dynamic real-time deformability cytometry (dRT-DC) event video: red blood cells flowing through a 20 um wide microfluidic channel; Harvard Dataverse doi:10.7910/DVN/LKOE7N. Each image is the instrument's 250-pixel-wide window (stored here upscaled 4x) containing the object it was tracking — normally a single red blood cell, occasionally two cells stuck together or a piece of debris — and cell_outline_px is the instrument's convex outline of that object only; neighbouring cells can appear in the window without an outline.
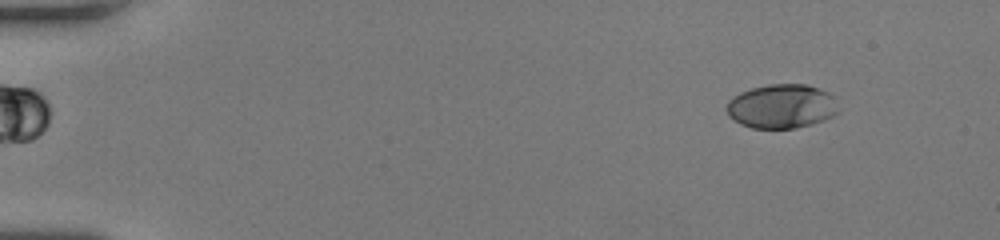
{"species": "human", "species_latin": "Homo sapiens", "temperature_condition": "room temperature", "stored_images_in_passage": 53, "camera_frame_rate_fps": 3000, "um_per_image_px": 0.085, "donor": {"sex": "female"}, "frame": {"image": 1, "passage_image": 6, "time_ms": 1.667, "image_size_px": [1000, 240], "cell_outline_px": [[840, 112], [824, 120], [812, 124], [796, 128], [752, 128], [740, 124], [728, 116], [728, 100], [732, 96], [740, 92], [752, 88], [768, 84], [808, 84], [828, 92], [832, 96]], "centroid_in_image_um": [66.44, 9.03], "position_along_channel_um": 18.6, "area_um2": 28.84}}
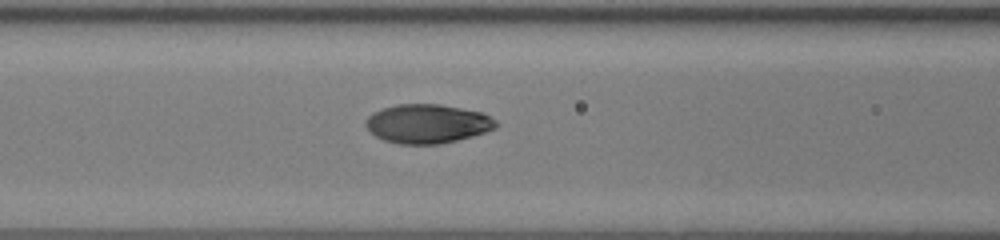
{"frame": {"image": 2, "passage_image": 24, "time_ms": 7.667, "image_size_px": [1000, 240], "cell_outline_px": [[500, 124], [496, 128], [472, 136], [440, 144], [400, 144], [384, 140], [376, 136], [364, 124], [364, 120], [372, 112], [396, 104], [440, 104], [480, 112], [496, 120]], "centroid_in_image_um": [36.32, 10.51], "position_along_channel_um": 130.3, "area_um2": 29.54}}
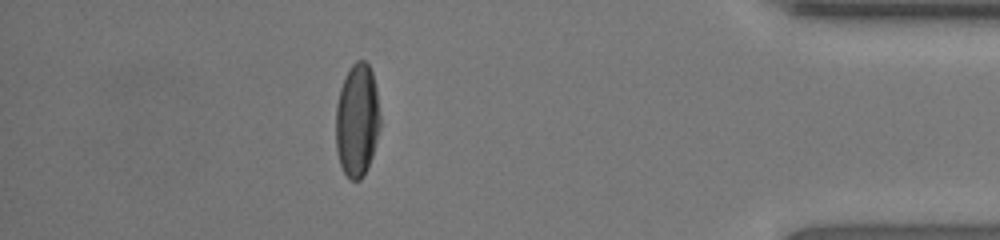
{"frame": {"image": 3, "passage_image": 47, "time_ms": 15.333, "image_size_px": [1000, 240], "cell_outline_px": [[380, 128], [372, 156], [360, 180], [352, 180], [344, 172], [340, 164], [336, 148], [336, 104], [340, 88], [344, 76], [348, 68], [356, 60], [364, 60], [368, 64], [372, 72], [376, 88], [380, 116]], "centroid_in_image_um": [30.35, 10.17], "position_along_channel_um": 404.9, "area_um2": 29.3}, "authors_computed_cell_mechanics": {"area_um2": 29.478, "velocity_mm_per_s": 4.0837, "shape_relaxation_time_tau1_ms": 3.5115, "shape_relaxation_time_tau2_ms": 0.7892, "deformation_change_tau1": 0.191, "deformation_change_tau2": 0.0308}}